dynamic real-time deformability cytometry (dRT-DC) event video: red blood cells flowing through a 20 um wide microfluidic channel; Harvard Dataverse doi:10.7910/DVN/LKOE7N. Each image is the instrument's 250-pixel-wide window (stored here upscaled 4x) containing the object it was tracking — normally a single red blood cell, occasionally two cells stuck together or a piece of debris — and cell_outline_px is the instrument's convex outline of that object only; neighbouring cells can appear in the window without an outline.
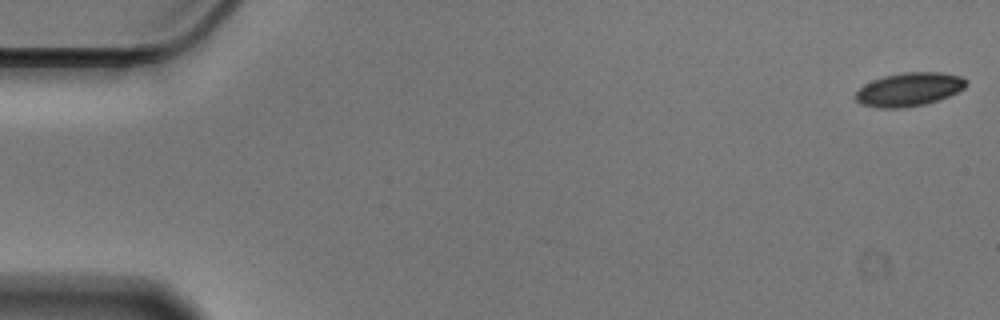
{"species": "Egyptian fruit bat (a non-hibernating species)", "species_latin": "Rousettus aegyptiacus", "temperature_condition": "cold", "stored_images_in_passage": 57, "camera_frame_rate_fps": 3000, "um_per_image_px": 0.085, "animal": {"sex": "male"}, "frame": {"image": 1, "passage_image": 1, "time_ms": 0.0, "image_size_px": [1000, 320], "cell_outline_px": [[968, 84], [964, 88], [948, 96], [924, 104], [904, 108], [876, 108], [860, 104], [852, 96], [864, 84], [872, 80], [884, 76], [904, 72], [940, 72], [964, 76], [968, 80]], "centroid_in_image_um": [77.26, 7.59], "position_along_channel_um": 7.7, "area_um2": 21.85}}
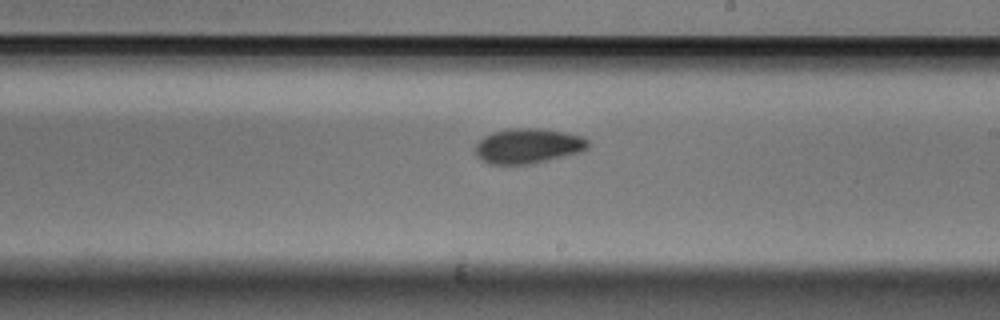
{"frame": {"image": 2, "passage_image": 33, "time_ms": 10.667, "image_size_px": [1000, 320], "cell_outline_px": [[592, 144], [588, 148], [580, 152], [532, 164], [492, 164], [476, 156], [476, 144], [484, 136], [492, 132], [508, 128], [540, 128], [564, 132], [580, 136], [588, 140]], "centroid_in_image_um": [44.9, 12.39], "position_along_channel_um": 244.1, "area_um2": 23.0}}
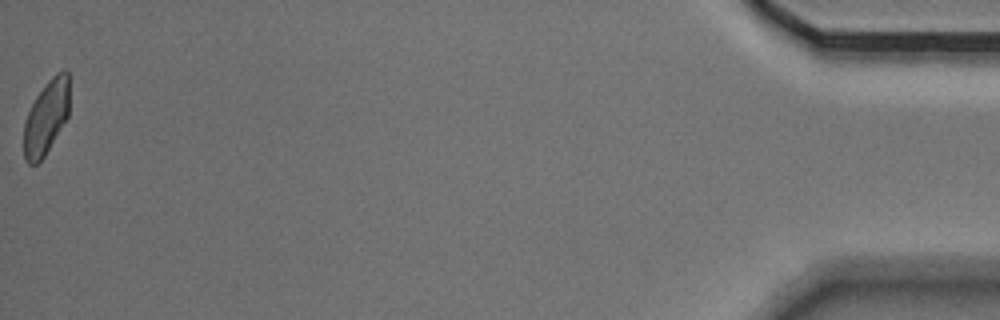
{"frame": {"image": 3, "passage_image": 57, "time_ms": 18.667, "image_size_px": [1000, 320], "cell_outline_px": [[68, 116], [44, 156], [36, 164], [28, 164], [24, 160], [24, 120], [36, 96], [48, 80], [56, 72], [64, 68], [68, 72]], "centroid_in_image_um": [3.91, 9.95], "position_along_channel_um": 431.3, "area_um2": 19.54}, "authors_computed_cell_mechanics": {"area_um2": 22.1374, "velocity_mm_per_s": 3.5352, "shape_relaxation_time_tau1_ms": 6.9289, "shape_relaxation_time_tau2_ms": 4.1261, "deformation_change_tau1": 0.117, "deformation_change_tau2": 0.0789}}